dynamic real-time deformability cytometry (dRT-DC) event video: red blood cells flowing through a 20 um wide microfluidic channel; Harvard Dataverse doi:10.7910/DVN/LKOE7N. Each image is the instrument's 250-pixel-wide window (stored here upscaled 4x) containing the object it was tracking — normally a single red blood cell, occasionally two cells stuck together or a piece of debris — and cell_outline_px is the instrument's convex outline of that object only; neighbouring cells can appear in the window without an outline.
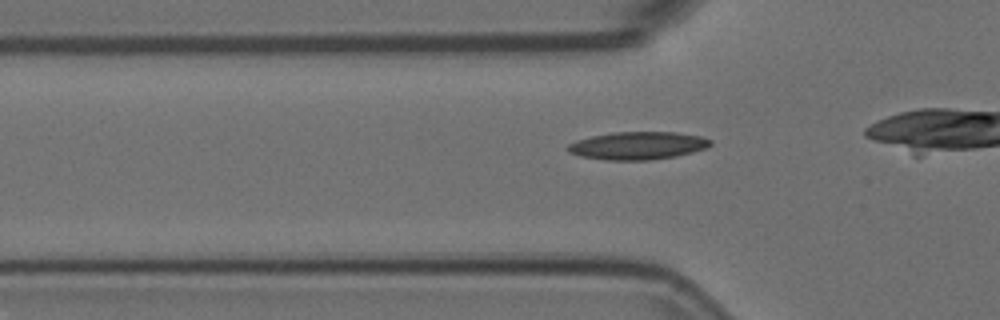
{"species": "Egyptian fruit bat (a non-hibernating species)", "species_latin": "Rousettus aegyptiacus", "temperature_condition": "room temperature", "stored_images_in_passage": 31, "camera_frame_rate_fps": 3000, "um_per_image_px": 0.085, "animal": {"sex": "female"}, "frame": {"image": 1, "passage_image": 5, "time_ms": 1.333, "image_size_px": [1000, 320], "cell_outline_px": [[712, 144], [704, 148], [692, 152], [676, 156], [652, 160], [604, 160], [580, 156], [568, 152], [564, 148], [568, 144], [576, 140], [592, 136], [612, 132], [676, 132], [700, 136], [712, 140]], "centroid_in_image_um": [54.16, 12.38], "position_along_channel_um": 71.6, "area_um2": 23.24}}
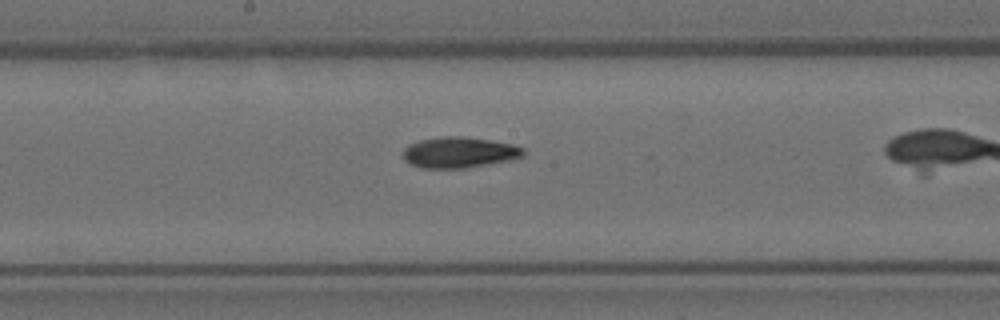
{"frame": {"image": 2, "passage_image": 16, "time_ms": 5.0, "image_size_px": [1000, 320], "cell_outline_px": [[524, 156], [508, 160], [464, 168], [420, 168], [408, 164], [404, 160], [404, 148], [408, 144], [420, 140], [440, 136], [460, 136], [488, 140], [512, 144], [524, 148]], "centroid_in_image_um": [38.98, 12.95], "position_along_channel_um": 209.2, "area_um2": 21.56}}
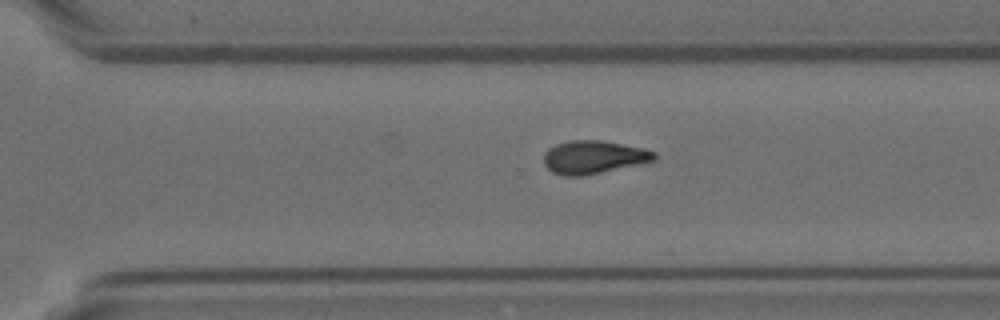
{"frame": {"image": 3, "passage_image": 25, "time_ms": 8.0, "image_size_px": [1000, 320], "cell_outline_px": [[656, 160], [584, 176], [564, 176], [552, 172], [544, 164], [544, 152], [548, 148], [556, 144], [568, 140], [600, 140], [644, 148], [656, 152]], "centroid_in_image_um": [50.43, 13.35], "position_along_channel_um": 320.2, "area_um2": 21.39}}